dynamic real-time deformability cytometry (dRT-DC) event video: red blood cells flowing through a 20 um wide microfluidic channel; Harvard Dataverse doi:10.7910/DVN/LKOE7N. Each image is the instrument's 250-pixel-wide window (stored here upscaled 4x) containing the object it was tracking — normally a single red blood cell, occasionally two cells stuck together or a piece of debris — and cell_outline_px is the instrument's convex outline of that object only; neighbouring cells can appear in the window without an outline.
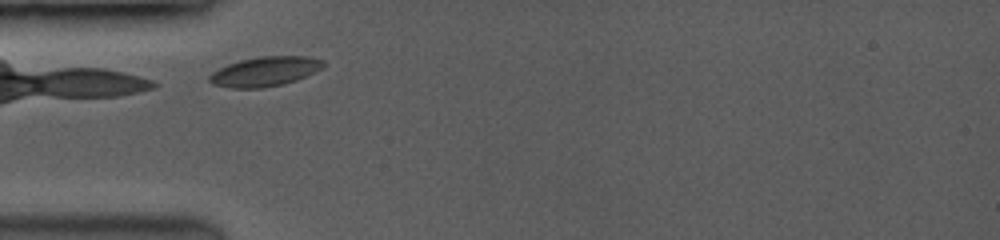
{"species": "common noctule bat (a hibernating species)", "species_latin": "Nyctalus noctula", "temperature_condition": "room temperature", "stored_images_in_passage": 6, "camera_frame_rate_fps": 3500, "um_per_image_px": 0.085, "animal": {"sex": "female", "body_mass_g": 19.0, "forearm_length_mm": 53.3}, "frame": {"image": 1, "passage_image": 1, "time_ms": 0.0, "image_size_px": [1000, 240], "cell_outline_px": [[324, 64], [320, 68], [296, 80], [280, 84], [260, 88], [232, 88], [212, 84], [208, 80], [208, 76], [212, 72], [228, 64], [240, 60], [260, 56], [308, 56], [324, 60]], "centroid_in_image_um": [22.47, 6.07], "position_along_channel_um": 62.5, "area_um2": 19.36}}